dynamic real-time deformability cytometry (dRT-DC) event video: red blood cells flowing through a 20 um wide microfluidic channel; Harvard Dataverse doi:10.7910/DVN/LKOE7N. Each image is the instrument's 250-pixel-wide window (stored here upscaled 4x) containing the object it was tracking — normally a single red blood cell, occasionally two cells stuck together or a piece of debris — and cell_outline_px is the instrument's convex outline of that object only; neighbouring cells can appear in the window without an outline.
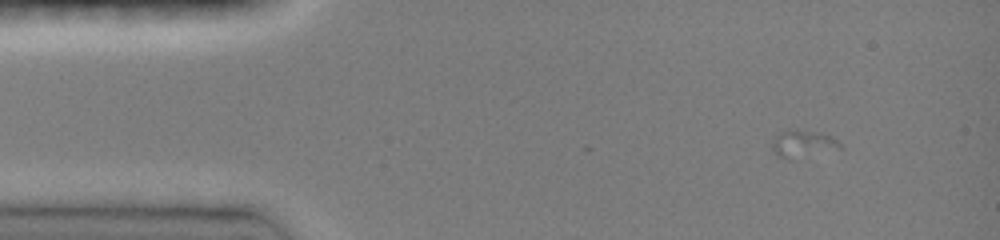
{"species": "common noctule bat (a hibernating species)", "species_latin": "Nyctalus noctula", "temperature_condition": "room temperature", "stored_images_in_passage": 6, "camera_frame_rate_fps": 3000, "um_per_image_px": 0.085, "animal": {"sex": "female", "body_mass_g": 19.0, "forearm_length_mm": 51.5}, "frame": {"image": 1, "passage_image": 1, "time_ms": 0.0, "image_size_px": [1000, 240], "cell_outline_px": [[844, 148], [784, 156], [780, 156], [772, 148], [772, 136], [788, 128], [796, 128], [820, 132], [832, 136]], "centroid_in_image_um": [68.22, 12.08], "position_along_channel_um": 16.8, "area_um2": 10.06}}